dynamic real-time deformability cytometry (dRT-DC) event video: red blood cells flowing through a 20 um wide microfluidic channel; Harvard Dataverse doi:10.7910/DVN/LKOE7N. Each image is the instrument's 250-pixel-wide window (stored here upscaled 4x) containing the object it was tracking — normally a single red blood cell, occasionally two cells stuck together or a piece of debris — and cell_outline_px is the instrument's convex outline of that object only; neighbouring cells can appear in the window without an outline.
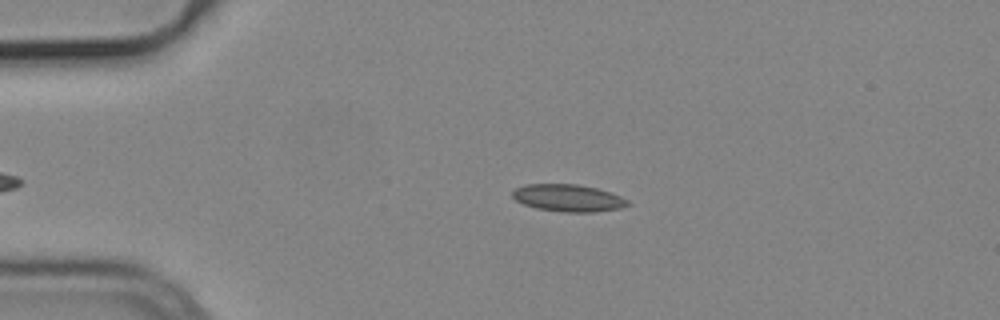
{"species": "common noctule bat (a hibernating species)", "species_latin": "Nyctalus noctula", "temperature_condition": "cold", "stored_images_in_passage": 40, "camera_frame_rate_fps": 3000, "um_per_image_px": 0.085, "animal": {"sex": "male", "body_mass_g": 19.2, "forearm_length_mm": 51.8}, "frame": {"image": 1, "passage_image": 4, "time_ms": 1.0, "image_size_px": [1000, 320], "cell_outline_px": [[628, 204], [620, 208], [592, 212], [564, 212], [536, 208], [524, 204], [516, 200], [512, 196], [512, 192], [516, 188], [524, 184], [576, 184], [596, 188], [620, 196], [628, 200]], "centroid_in_image_um": [48.25, 16.82], "position_along_channel_um": 36.7, "area_um2": 18.03}}
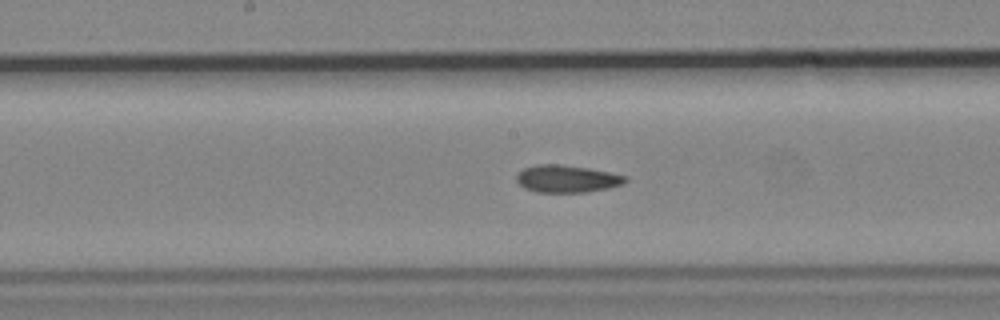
{"frame": {"image": 2, "passage_image": 20, "time_ms": 6.333, "image_size_px": [1000, 320], "cell_outline_px": [[628, 180], [624, 184], [608, 188], [584, 192], [536, 192], [524, 188], [516, 180], [516, 176], [524, 168], [536, 164], [560, 164], [588, 168], [628, 176]], "centroid_in_image_um": [48.2, 15.19], "position_along_channel_um": 200.0, "area_um2": 17.34}}
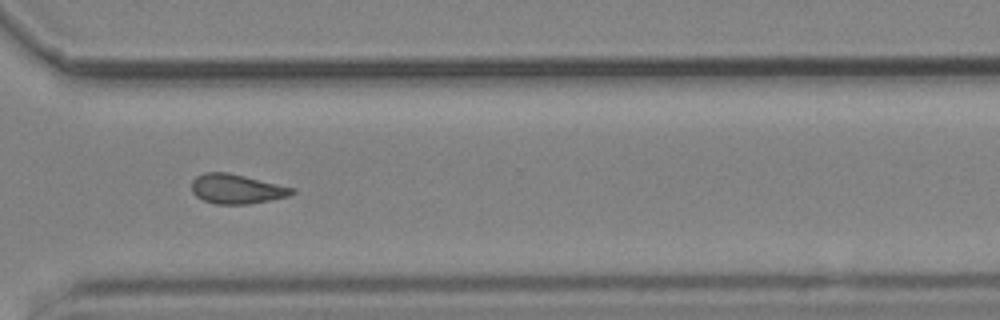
{"frame": {"image": 3, "passage_image": 32, "time_ms": 10.333, "image_size_px": [1000, 320], "cell_outline_px": [[296, 192], [288, 196], [248, 204], [216, 204], [204, 200], [196, 196], [192, 192], [192, 180], [196, 176], [204, 172], [228, 172], [296, 188]], "centroid_in_image_um": [20.11, 16.05], "position_along_channel_um": 350.5, "area_um2": 17.28}, "authors_computed_cell_mechanics": {"area_um2": 17.629, "velocity_mm_per_s": 3.7694, "shape_relaxation_time_tau1_ms": null, "shape_relaxation_time_tau2_ms": 4.2768, "deformation_change_tau1": null, "deformation_change_tau2": 0.1163}}